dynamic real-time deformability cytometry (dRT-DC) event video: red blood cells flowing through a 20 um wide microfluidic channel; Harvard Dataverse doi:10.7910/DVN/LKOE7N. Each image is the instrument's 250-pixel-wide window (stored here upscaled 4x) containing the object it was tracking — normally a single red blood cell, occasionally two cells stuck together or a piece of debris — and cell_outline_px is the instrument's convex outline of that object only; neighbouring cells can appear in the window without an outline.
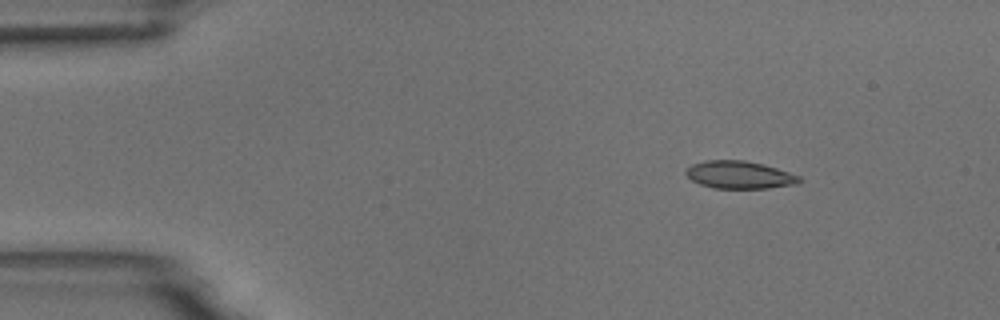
{"species": "common noctule bat (a hibernating species)", "species_latin": "Nyctalus noctula", "temperature_condition": "room temperature", "stored_images_in_passage": 8, "camera_frame_rate_fps": 3000, "um_per_image_px": 0.085, "animal": {"sex": "male", "body_mass_g": 18.8}, "frame": {"image": 1, "passage_image": 2, "time_ms": 1.333, "image_size_px": [1000, 320], "cell_outline_px": [[800, 184], [768, 188], [712, 188], [700, 184], [692, 180], [684, 172], [692, 164], [704, 160], [744, 160], [764, 164], [800, 176]], "centroid_in_image_um": [62.86, 14.86], "position_along_channel_um": 22.1, "area_um2": 18.26}}
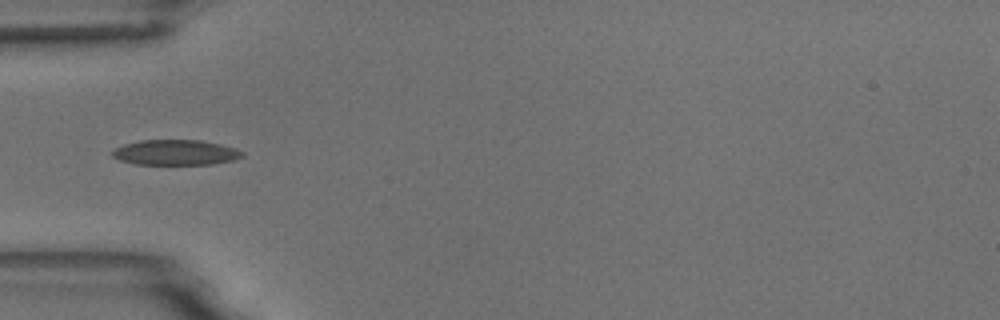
{"frame": {"image": 2, "passage_image": 5, "time_ms": 4.667, "image_size_px": [1000, 320], "cell_outline_px": [[244, 156], [232, 160], [212, 164], [136, 164], [120, 160], [112, 156], [112, 152], [116, 148], [124, 144], [140, 140], [200, 140], [220, 144], [236, 148], [244, 152]], "centroid_in_image_um": [14.94, 12.95], "position_along_channel_um": 70.1, "area_um2": 19.07}}